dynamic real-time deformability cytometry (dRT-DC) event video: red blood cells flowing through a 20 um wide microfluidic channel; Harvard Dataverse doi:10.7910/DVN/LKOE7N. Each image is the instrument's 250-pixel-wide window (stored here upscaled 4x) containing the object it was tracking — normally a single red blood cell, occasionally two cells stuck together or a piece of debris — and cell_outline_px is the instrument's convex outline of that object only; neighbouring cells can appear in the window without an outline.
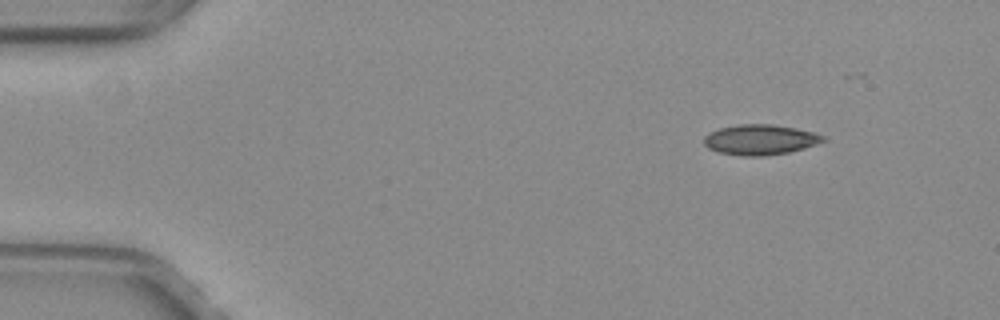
{"species": "common noctule bat (a hibernating species)", "species_latin": "Nyctalus noctula", "temperature_condition": "warm", "stored_images_in_passage": 11, "camera_frame_rate_fps": 3000, "um_per_image_px": 0.085, "animal": {"sex": "female", "body_mass_g": 29.2, "forearm_length_mm": 56.3}, "frame": {"image": 1, "passage_image": 1, "time_ms": 0.0, "image_size_px": [1000, 320], "cell_outline_px": [[828, 140], [804, 148], [788, 152], [764, 156], [744, 156], [720, 152], [708, 148], [704, 144], [704, 136], [708, 132], [720, 128], [740, 124], [772, 124], [796, 128], [812, 132], [824, 136]], "centroid_in_image_um": [64.61, 11.87], "position_along_channel_um": 20.4, "area_um2": 20.98}}